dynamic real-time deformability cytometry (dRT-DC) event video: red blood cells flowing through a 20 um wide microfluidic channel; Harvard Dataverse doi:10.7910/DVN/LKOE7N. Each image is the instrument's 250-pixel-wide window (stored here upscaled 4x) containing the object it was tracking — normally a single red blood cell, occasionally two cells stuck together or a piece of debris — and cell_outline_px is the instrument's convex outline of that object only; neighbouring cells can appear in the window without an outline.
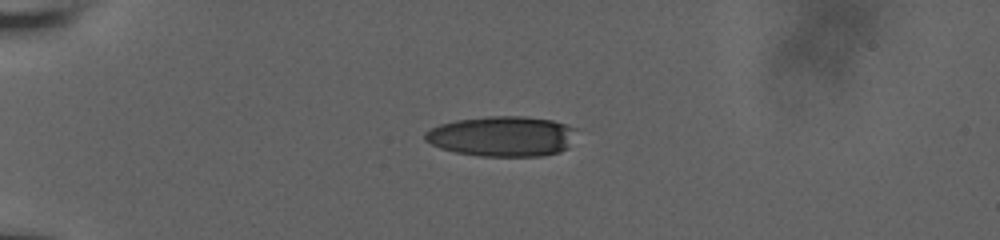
{"species": "human", "species_latin": "Homo sapiens", "temperature_condition": "room temperature", "stored_images_in_passage": 42, "camera_frame_rate_fps": 3000, "um_per_image_px": 0.085, "donor": {"sex": "male"}, "frame": {"image": 1, "passage_image": 1, "time_ms": 0.0, "image_size_px": [1000, 240], "cell_outline_px": [[576, 128], [568, 148], [560, 152], [540, 156], [480, 156], [456, 152], [440, 148], [424, 140], [424, 132], [440, 124], [456, 120], [488, 116], [524, 116], [552, 120], [568, 124]], "centroid_in_image_um": [42.69, 11.58], "position_along_channel_um": 42.3, "area_um2": 35.6}}
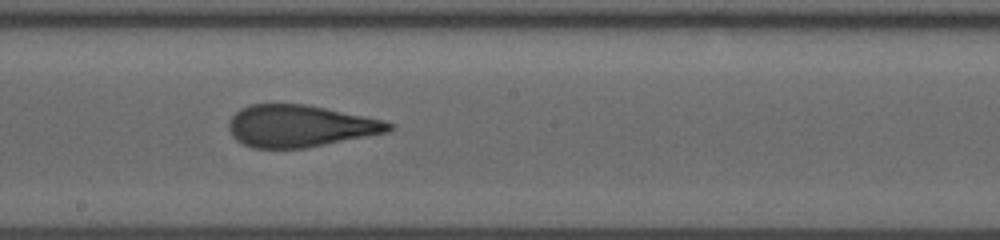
{"frame": {"image": 2, "passage_image": 19, "time_ms": 6.0, "image_size_px": [1000, 240], "cell_outline_px": [[396, 128], [388, 132], [308, 148], [252, 148], [236, 140], [232, 136], [228, 128], [228, 120], [240, 108], [252, 104], [308, 104], [384, 120], [396, 124]], "centroid_in_image_um": [25.52, 10.71], "position_along_channel_um": 222.7, "area_um2": 39.54}}
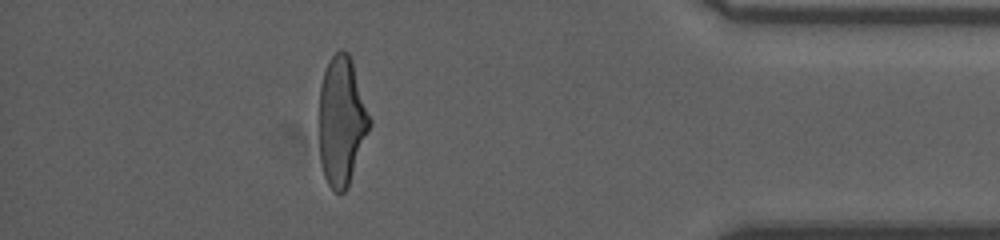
{"frame": {"image": 3, "passage_image": 36, "time_ms": 11.667, "image_size_px": [1000, 240], "cell_outline_px": [[372, 124], [348, 188], [340, 196], [328, 184], [324, 176], [320, 160], [320, 84], [328, 60], [340, 48], [348, 52], [352, 60], [372, 120]], "centroid_in_image_um": [29.06, 10.3], "position_along_channel_um": 406.1, "area_um2": 38.32}, "authors_computed_cell_mechanics": {"area_um2": 39.3907, "velocity_mm_per_s": 3.8474, "shape_relaxation_time_tau1_ms": 6.672, "shape_relaxation_time_tau2_ms": 1.0679, "deformation_change_tau1": 0.2266, "deformation_change_tau2": 0.1038}}